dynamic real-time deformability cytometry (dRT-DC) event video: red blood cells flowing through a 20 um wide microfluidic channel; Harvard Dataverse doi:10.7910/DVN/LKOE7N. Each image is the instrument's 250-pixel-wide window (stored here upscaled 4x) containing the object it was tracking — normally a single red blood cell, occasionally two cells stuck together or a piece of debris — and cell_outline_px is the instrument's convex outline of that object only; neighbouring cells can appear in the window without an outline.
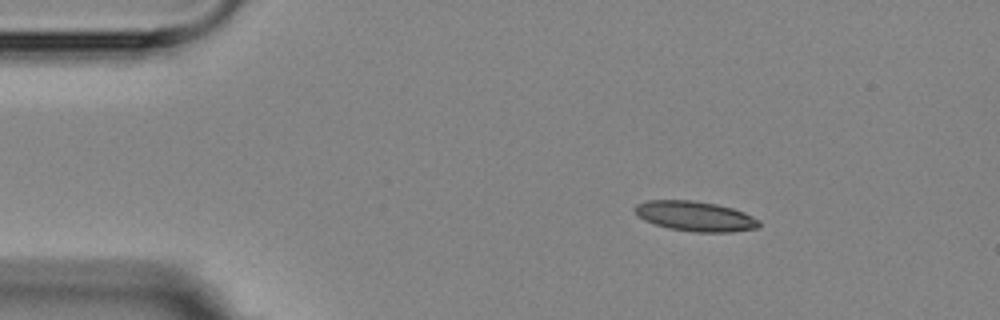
{"species": "Egyptian fruit bat (a non-hibernating species)", "species_latin": "Rousettus aegyptiacus", "temperature_condition": "room temperature", "stored_images_in_passage": 3, "camera_frame_rate_fps": 3000, "um_per_image_px": 0.085, "animal": {"sex": "female"}, "frame": {"image": 1, "passage_image": 1, "time_ms": 0.0, "image_size_px": [1000, 320], "cell_outline_px": [[760, 224], [756, 228], [732, 232], [696, 232], [668, 228], [644, 220], [632, 208], [636, 204], [648, 200], [692, 200], [716, 204], [732, 208], [744, 212], [760, 220]], "centroid_in_image_um": [59.09, 18.37], "position_along_channel_um": 25.9, "area_um2": 21.62}}